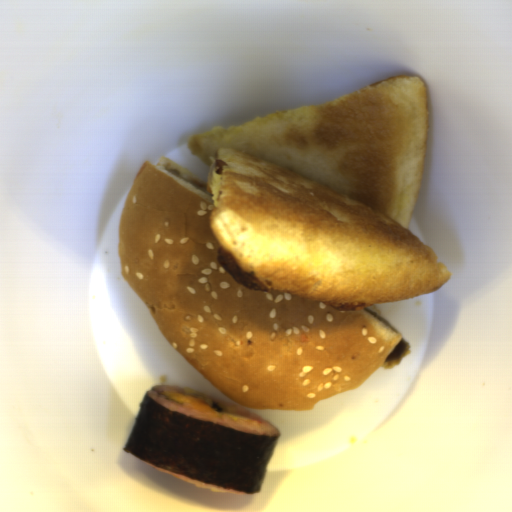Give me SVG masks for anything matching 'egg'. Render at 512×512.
Listing matches in <instances>:
<instances>
[{
    "label": "egg",
    "mask_w": 512,
    "mask_h": 512,
    "mask_svg": "<svg viewBox=\"0 0 512 512\" xmlns=\"http://www.w3.org/2000/svg\"><path fill=\"white\" fill-rule=\"evenodd\" d=\"M161 395L167 399L180 403L196 411L220 417V414L217 411V409H214L212 407V399L208 397L194 396L184 392H177L171 390L162 391Z\"/></svg>",
    "instance_id": "egg-1"
}]
</instances>
